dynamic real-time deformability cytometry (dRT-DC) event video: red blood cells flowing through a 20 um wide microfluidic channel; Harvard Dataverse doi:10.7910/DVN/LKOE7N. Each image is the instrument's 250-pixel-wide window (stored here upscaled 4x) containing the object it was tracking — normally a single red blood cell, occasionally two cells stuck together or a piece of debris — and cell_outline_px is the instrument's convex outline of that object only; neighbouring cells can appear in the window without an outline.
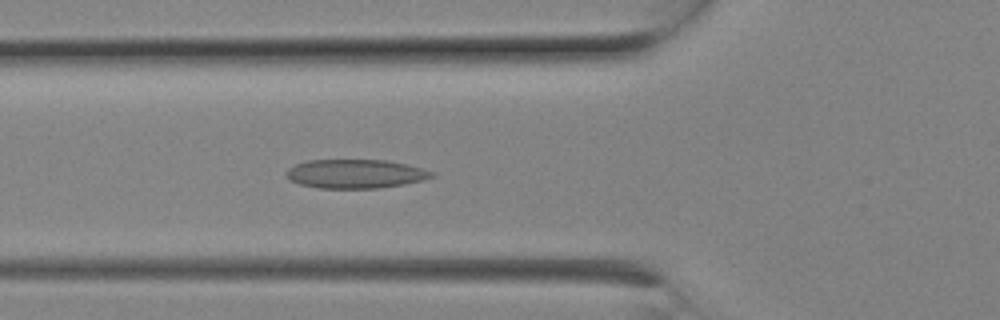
{"species": "Egyptian fruit bat (a non-hibernating species)", "species_latin": "Rousettus aegyptiacus", "temperature_condition": "room temperature", "stored_images_in_passage": 6, "camera_frame_rate_fps": 3000, "um_per_image_px": 0.085, "animal": {"sex": "female"}, "frame": {"image": 1, "passage_image": 6, "time_ms": 1.667, "image_size_px": [1000, 320], "cell_outline_px": [[436, 176], [424, 180], [404, 184], [380, 188], [320, 188], [300, 184], [288, 180], [284, 176], [284, 172], [288, 168], [296, 164], [308, 160], [388, 160], [424, 168], [436, 172]], "centroid_in_image_um": [30.23, 14.77], "position_along_channel_um": 95.6, "area_um2": 24.85}}